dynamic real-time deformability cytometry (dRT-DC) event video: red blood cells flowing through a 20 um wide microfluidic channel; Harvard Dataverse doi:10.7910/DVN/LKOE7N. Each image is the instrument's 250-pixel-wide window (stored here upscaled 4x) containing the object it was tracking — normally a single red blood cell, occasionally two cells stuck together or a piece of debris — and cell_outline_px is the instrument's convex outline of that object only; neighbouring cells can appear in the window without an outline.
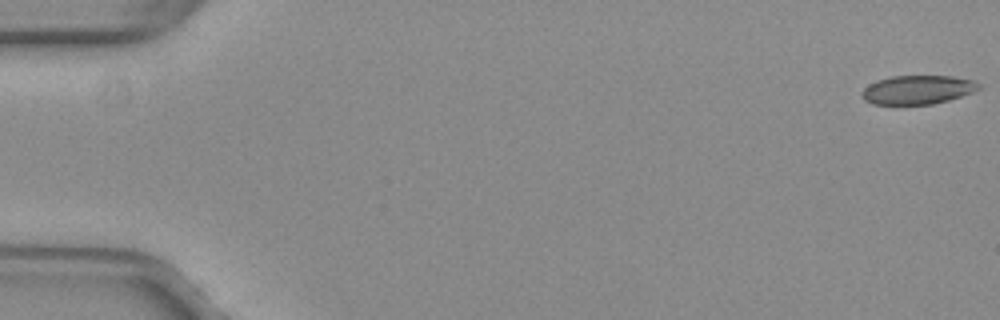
{"species": "common noctule bat (a hibernating species)", "species_latin": "Nyctalus noctula", "temperature_condition": "warm", "stored_images_in_passage": 11, "camera_frame_rate_fps": 3000, "um_per_image_px": 0.085, "animal": {"sex": "female", "body_mass_g": 29.2, "forearm_length_mm": 56.3}, "frame": {"image": 1, "passage_image": 1, "time_ms": 0.0, "image_size_px": [1000, 320], "cell_outline_px": [[980, 88], [972, 92], [948, 100], [932, 104], [872, 104], [864, 100], [860, 92], [868, 84], [876, 80], [892, 76], [952, 76], [972, 80], [980, 84]], "centroid_in_image_um": [77.95, 7.62], "position_along_channel_um": 7.0, "area_um2": 19.59}}